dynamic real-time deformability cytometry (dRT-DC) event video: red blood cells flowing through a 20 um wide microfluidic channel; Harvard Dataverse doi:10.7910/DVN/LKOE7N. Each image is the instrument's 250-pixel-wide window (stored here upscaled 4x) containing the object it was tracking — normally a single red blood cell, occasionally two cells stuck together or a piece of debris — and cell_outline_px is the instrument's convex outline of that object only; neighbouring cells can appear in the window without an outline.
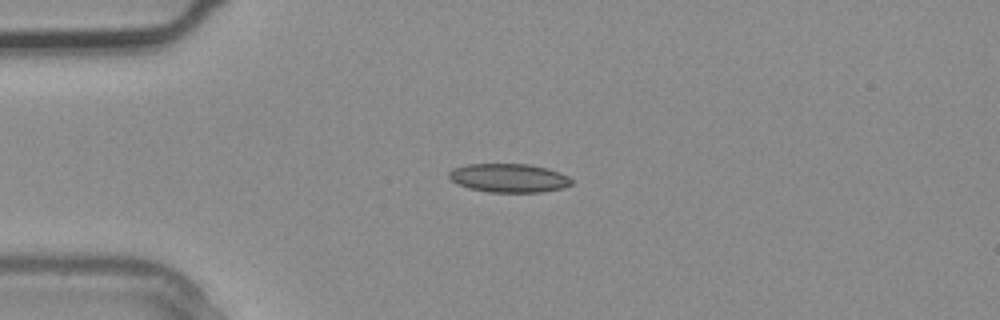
{"species": "common noctule bat (a hibernating species)", "species_latin": "Nyctalus noctula", "temperature_condition": "warm", "stored_images_in_passage": 2, "camera_frame_rate_fps": 3000, "um_per_image_px": 0.085, "animal": {"sex": "male", "body_mass_g": 20.4}, "frame": {"image": 1, "passage_image": 2, "time_ms": 0.333, "image_size_px": [1000, 320], "cell_outline_px": [[572, 184], [560, 188], [544, 192], [488, 192], [468, 188], [452, 180], [448, 176], [448, 172], [452, 168], [468, 164], [528, 164], [548, 168], [560, 172], [568, 176], [572, 180]], "centroid_in_image_um": [43.25, 15.12], "position_along_channel_um": 41.7, "area_um2": 20.52}}